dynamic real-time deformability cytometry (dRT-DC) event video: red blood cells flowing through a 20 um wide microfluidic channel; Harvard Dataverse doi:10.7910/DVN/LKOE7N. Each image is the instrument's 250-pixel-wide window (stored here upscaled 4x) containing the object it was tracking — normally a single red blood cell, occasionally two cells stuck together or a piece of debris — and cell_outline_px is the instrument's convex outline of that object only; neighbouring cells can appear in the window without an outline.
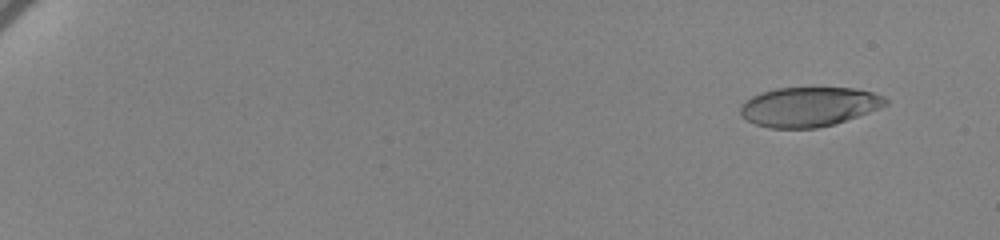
{"species": "human", "species_latin": "Homo sapiens", "temperature_condition": "cold", "stored_images_in_passage": 63, "camera_frame_rate_fps": 3000, "um_per_image_px": 0.085, "donor": {"sex": "female"}, "frame": {"image": 1, "passage_image": 6, "time_ms": 1.667, "image_size_px": [1000, 240], "cell_outline_px": [[888, 104], [880, 108], [836, 124], [816, 128], [768, 128], [756, 124], [748, 120], [740, 112], [740, 108], [744, 100], [760, 92], [776, 88], [856, 88], [872, 92], [884, 96], [888, 100]], "centroid_in_image_um": [68.77, 9.07], "position_along_channel_um": 16.2, "area_um2": 33.52}}
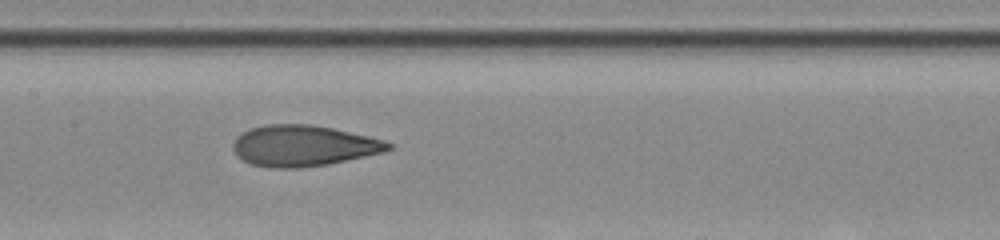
{"frame": {"image": 2, "passage_image": 36, "time_ms": 11.667, "image_size_px": [1000, 240], "cell_outline_px": [[392, 148], [384, 152], [328, 164], [296, 168], [268, 168], [252, 164], [236, 156], [232, 148], [232, 144], [236, 136], [240, 132], [252, 128], [268, 124], [308, 124], [332, 128], [368, 136], [384, 140], [392, 144]], "centroid_in_image_um": [25.75, 12.39], "position_along_channel_um": 181.7, "area_um2": 37.11}}
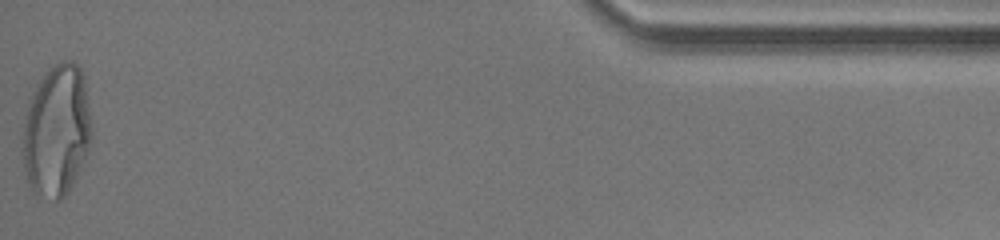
{"frame": {"image": 3, "passage_image": 63, "time_ms": 20.667, "image_size_px": [1000, 240], "cell_outline_px": [[92, 136], [88, 152], [68, 192], [60, 200], [56, 200], [36, 196], [28, 184], [20, 152], [20, 148], [24, 124], [28, 104], [32, 92], [44, 72], [48, 68], [64, 60], [72, 60], [80, 68], [84, 76], [92, 128]], "centroid_in_image_um": [4.79, 11.13], "position_along_channel_um": 430.4, "area_um2": 53.7}, "authors_computed_cell_mechanics": {"area_um2": 36.2984, "velocity_mm_per_s": 3.4511, "shape_relaxation_time_tau1_ms": 6.1193, "shape_relaxation_time_tau2_ms": 1.3662, "deformation_change_tau1": 0.2188, "deformation_change_tau2": 0.0863}}